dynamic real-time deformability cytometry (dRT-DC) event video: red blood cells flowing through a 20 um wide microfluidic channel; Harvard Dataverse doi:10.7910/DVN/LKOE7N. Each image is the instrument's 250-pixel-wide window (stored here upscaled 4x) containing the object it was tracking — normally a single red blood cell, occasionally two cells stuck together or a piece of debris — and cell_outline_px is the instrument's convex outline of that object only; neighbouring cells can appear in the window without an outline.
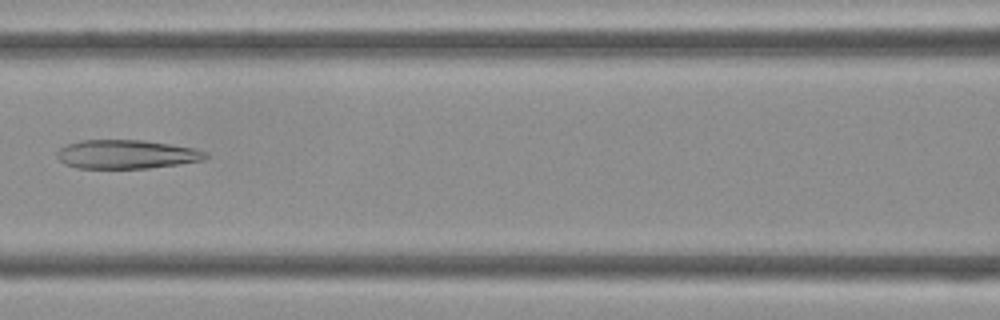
{"species": "Egyptian fruit bat (a non-hibernating species)", "species_latin": "Rousettus aegyptiacus", "temperature_condition": "cold", "stored_images_in_passage": 44, "camera_frame_rate_fps": 3000, "um_per_image_px": 0.085, "frame": {"image": 1, "passage_image": 19, "time_ms": 6.0, "image_size_px": [1000, 320], "cell_outline_px": [[208, 156], [204, 160], [180, 164], [148, 168], [76, 168], [64, 164], [56, 156], [56, 152], [60, 148], [68, 144], [80, 140], [144, 140], [192, 148], [208, 152]], "centroid_in_image_um": [10.73, 13.12], "position_along_channel_um": 155.9, "area_um2": 24.97}}
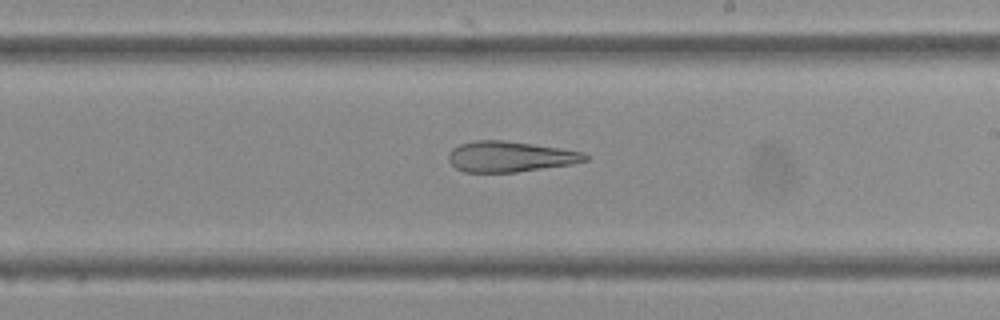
{"frame": {"image": 2, "passage_image": 25, "time_ms": 8.0, "image_size_px": [1000, 320], "cell_outline_px": [[588, 160], [572, 164], [516, 172], [464, 172], [456, 168], [448, 160], [448, 152], [452, 148], [460, 144], [476, 140], [504, 140], [560, 148], [584, 152], [588, 156]], "centroid_in_image_um": [43.34, 13.31], "position_along_channel_um": 245.7, "area_um2": 24.39}}
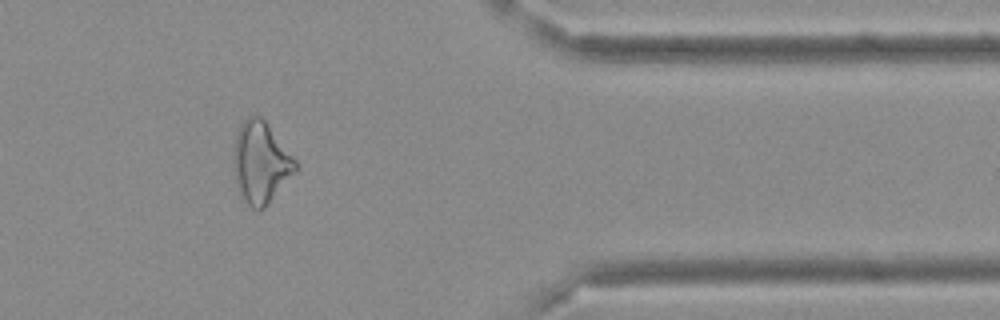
{"frame": {"image": 3, "passage_image": 36, "time_ms": 11.667, "image_size_px": [1000, 320], "cell_outline_px": [[296, 168], [268, 204], [264, 208], [252, 208], [240, 196], [236, 184], [232, 168], [232, 164], [236, 132], [240, 124], [252, 112], [260, 116], [268, 124], [296, 160]], "centroid_in_image_um": [22.1, 13.77], "position_along_channel_um": 389.3, "area_um2": 29.25}}